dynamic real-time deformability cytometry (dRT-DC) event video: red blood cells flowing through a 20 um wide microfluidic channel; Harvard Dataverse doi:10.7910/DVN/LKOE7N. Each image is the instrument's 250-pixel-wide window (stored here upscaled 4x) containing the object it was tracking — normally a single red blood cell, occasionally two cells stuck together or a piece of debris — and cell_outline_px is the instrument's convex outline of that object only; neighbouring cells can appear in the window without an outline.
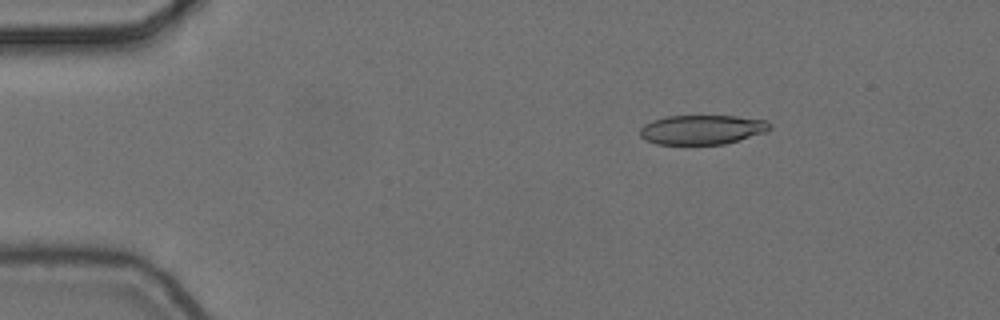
{"species": "common noctule bat (a hibernating species)", "species_latin": "Nyctalus noctula", "temperature_condition": "cold", "stored_images_in_passage": 4, "camera_frame_rate_fps": 3000, "um_per_image_px": 0.085, "animal": {"sex": "female", "body_mass_g": 24.6, "forearm_length_mm": 56.2}, "frame": {"image": 1, "passage_image": 2, "time_ms": 0.333, "image_size_px": [1000, 320], "cell_outline_px": [[772, 128], [768, 132], [724, 144], [656, 144], [644, 140], [640, 136], [640, 128], [644, 124], [652, 120], [664, 116], [736, 116], [768, 120], [772, 124]], "centroid_in_image_um": [59.7, 11.01], "position_along_channel_um": 25.3, "area_um2": 22.6}}